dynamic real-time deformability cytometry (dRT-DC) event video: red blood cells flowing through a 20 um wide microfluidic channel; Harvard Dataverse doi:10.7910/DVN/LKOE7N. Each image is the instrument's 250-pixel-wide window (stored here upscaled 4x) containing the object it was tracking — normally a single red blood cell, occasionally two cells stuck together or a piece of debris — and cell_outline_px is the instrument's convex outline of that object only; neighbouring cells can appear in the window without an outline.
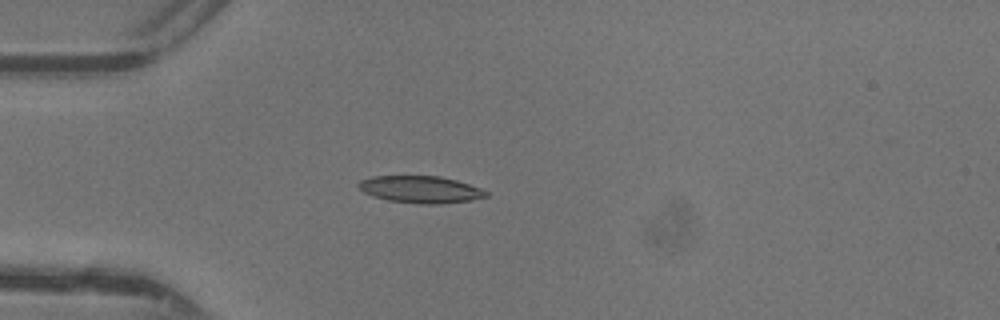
{"species": "common noctule bat (a hibernating species)", "species_latin": "Nyctalus noctula", "temperature_condition": "warm", "stored_images_in_passage": 35, "camera_frame_rate_fps": 3000, "um_per_image_px": 0.085, "animal": {"sex": "female"}, "frame": {"image": 1, "passage_image": 1, "time_ms": 0.0, "image_size_px": [1000, 320], "cell_outline_px": [[488, 196], [472, 200], [440, 204], [416, 204], [388, 200], [372, 196], [364, 192], [356, 184], [360, 180], [372, 176], [440, 176], [456, 180], [480, 188], [488, 192]], "centroid_in_image_um": [35.73, 16.11], "position_along_channel_um": 49.3, "area_um2": 20.17}}
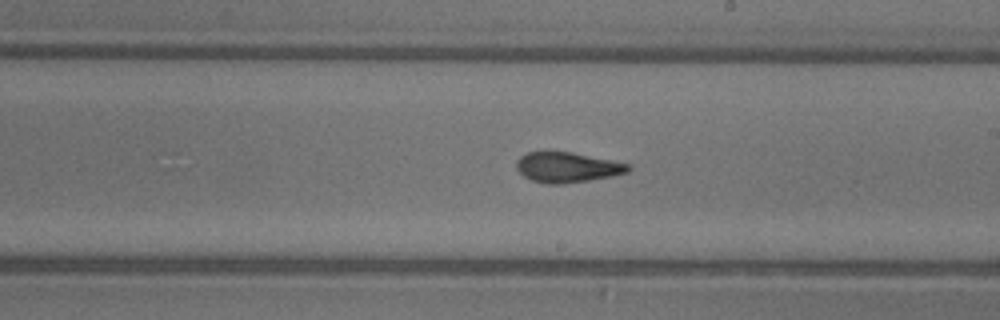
{"frame": {"image": 2, "passage_image": 15, "time_ms": 4.667, "image_size_px": [1000, 320], "cell_outline_px": [[632, 168], [628, 172], [612, 176], [588, 180], [560, 184], [548, 184], [532, 180], [524, 176], [516, 168], [516, 160], [520, 156], [528, 152], [548, 148], [572, 152], [632, 164]], "centroid_in_image_um": [48.19, 14.17], "position_along_channel_um": 240.8, "area_um2": 20.29}}
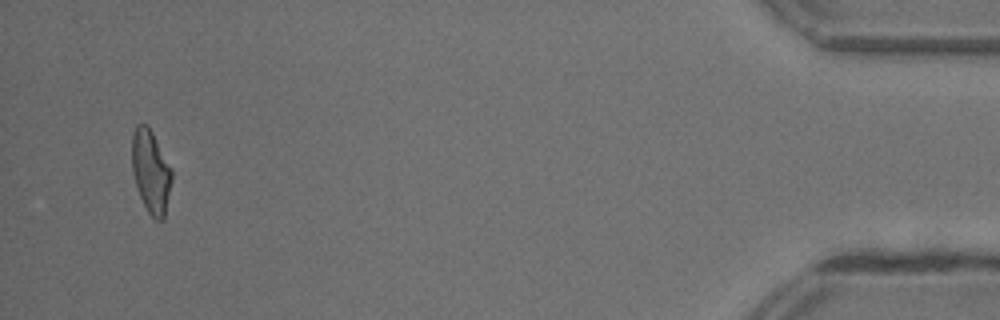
{"frame": {"image": 3, "passage_image": 33, "time_ms": 10.667, "image_size_px": [1000, 320], "cell_outline_px": [[172, 180], [164, 220], [156, 220], [148, 212], [140, 196], [132, 172], [132, 136], [136, 124], [148, 124], [172, 168]], "centroid_in_image_um": [12.83, 14.56], "position_along_channel_um": 422.4, "area_um2": 19.36}, "authors_computed_cell_mechanics": {"area_um2": 19.4786, "velocity_mm_per_s": 4.4192, "shape_relaxation_time_tau1_ms": 10.4992, "shape_relaxation_time_tau2_ms": 1.7299, "deformation_change_tau1": 0.3096, "deformation_change_tau2": 0.1033}}